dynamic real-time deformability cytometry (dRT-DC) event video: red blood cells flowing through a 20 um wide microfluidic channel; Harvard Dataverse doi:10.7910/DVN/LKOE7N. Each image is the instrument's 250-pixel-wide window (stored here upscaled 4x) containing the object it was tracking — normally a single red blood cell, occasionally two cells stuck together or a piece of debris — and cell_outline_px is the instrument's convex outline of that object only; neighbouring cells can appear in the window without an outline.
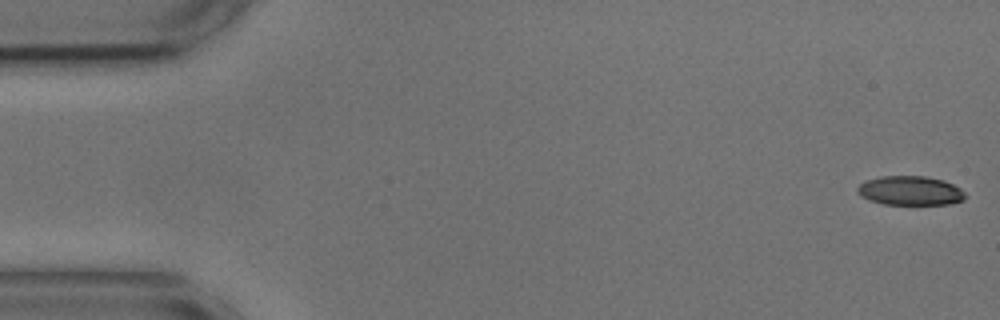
{"species": "common noctule bat (a hibernating species)", "species_latin": "Nyctalus noctula", "temperature_condition": "cold", "stored_images_in_passage": 18, "camera_frame_rate_fps": 3000, "um_per_image_px": 0.085, "animal": {"sex": "male", "body_mass_g": 17.9, "forearm_length_mm": 54.2}, "frame": {"image": 1, "passage_image": 1, "time_ms": 0.0, "image_size_px": [1000, 320], "cell_outline_px": [[968, 196], [964, 200], [952, 204], [884, 204], [868, 200], [860, 196], [856, 192], [856, 188], [860, 184], [868, 180], [880, 176], [924, 176], [944, 180], [960, 188]], "centroid_in_image_um": [77.38, 16.21], "position_along_channel_um": 7.6, "area_um2": 18.5}}
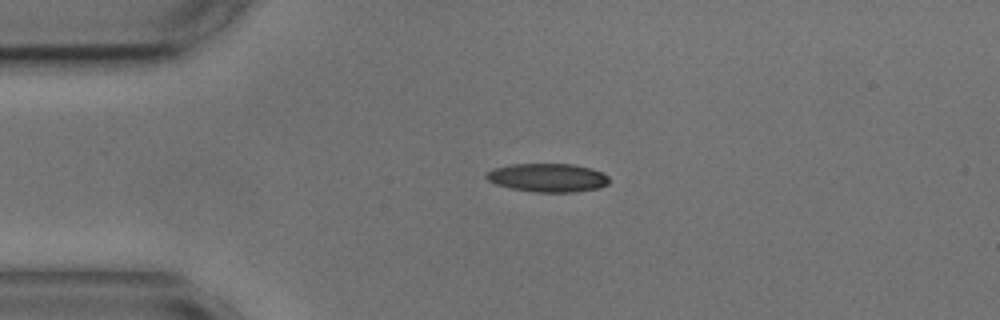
{"frame": {"image": 2, "passage_image": 12, "time_ms": 3.667, "image_size_px": [1000, 320], "cell_outline_px": [[608, 184], [600, 188], [572, 192], [536, 192], [512, 188], [496, 184], [488, 180], [484, 176], [492, 168], [512, 164], [572, 164], [592, 168], [604, 172], [608, 176]], "centroid_in_image_um": [46.58, 15.09], "position_along_channel_um": 38.4, "area_um2": 20.46}}